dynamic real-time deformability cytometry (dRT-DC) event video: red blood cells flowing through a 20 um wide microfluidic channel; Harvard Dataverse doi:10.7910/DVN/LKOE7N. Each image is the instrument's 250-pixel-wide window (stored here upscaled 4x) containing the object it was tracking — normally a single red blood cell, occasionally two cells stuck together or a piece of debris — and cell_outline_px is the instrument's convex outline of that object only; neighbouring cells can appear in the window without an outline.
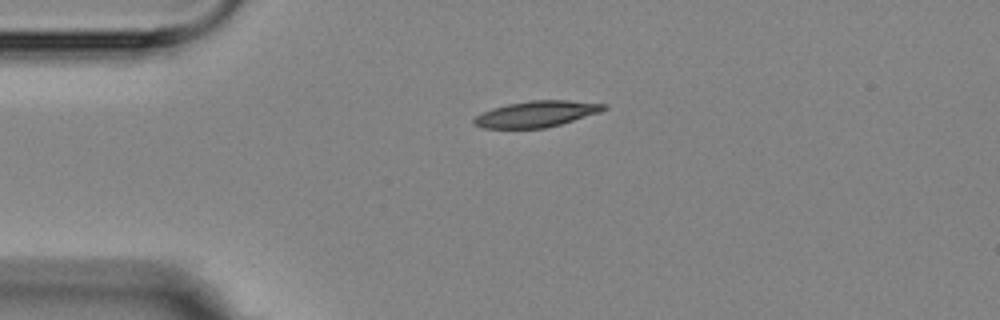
{"species": "Egyptian fruit bat (a non-hibernating species)", "species_latin": "Rousettus aegyptiacus", "temperature_condition": "room temperature", "stored_images_in_passage": 3, "camera_frame_rate_fps": 3000, "um_per_image_px": 0.085, "animal": {"sex": "female"}, "frame": {"image": 1, "passage_image": 1, "time_ms": 0.0, "image_size_px": [1000, 320], "cell_outline_px": [[608, 108], [600, 112], [560, 124], [544, 128], [484, 128], [472, 124], [472, 120], [476, 116], [492, 108], [508, 104], [528, 100], [568, 100], [608, 104]], "centroid_in_image_um": [45.6, 9.68], "position_along_channel_um": 39.4, "area_um2": 19.71}}
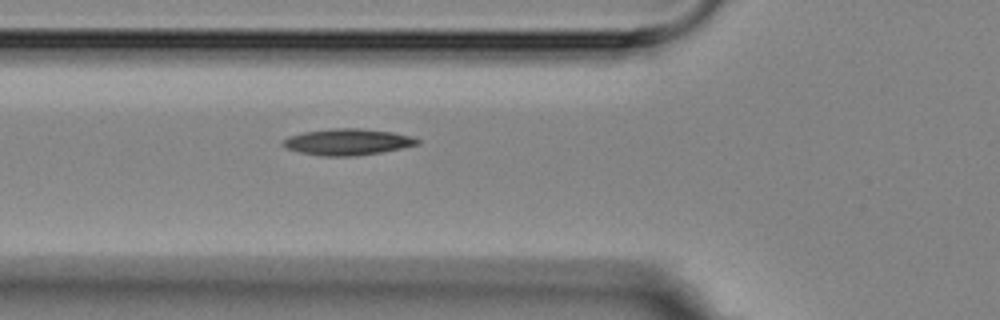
{"frame": {"image": 2, "passage_image": 3, "time_ms": 2.333, "image_size_px": [1000, 320], "cell_outline_px": [[420, 144], [380, 152], [356, 156], [320, 156], [300, 152], [288, 148], [280, 144], [288, 136], [304, 132], [332, 128], [360, 128], [392, 132], [412, 136], [420, 140]], "centroid_in_image_um": [29.54, 12.06], "position_along_channel_um": 96.3, "area_um2": 20.58}}